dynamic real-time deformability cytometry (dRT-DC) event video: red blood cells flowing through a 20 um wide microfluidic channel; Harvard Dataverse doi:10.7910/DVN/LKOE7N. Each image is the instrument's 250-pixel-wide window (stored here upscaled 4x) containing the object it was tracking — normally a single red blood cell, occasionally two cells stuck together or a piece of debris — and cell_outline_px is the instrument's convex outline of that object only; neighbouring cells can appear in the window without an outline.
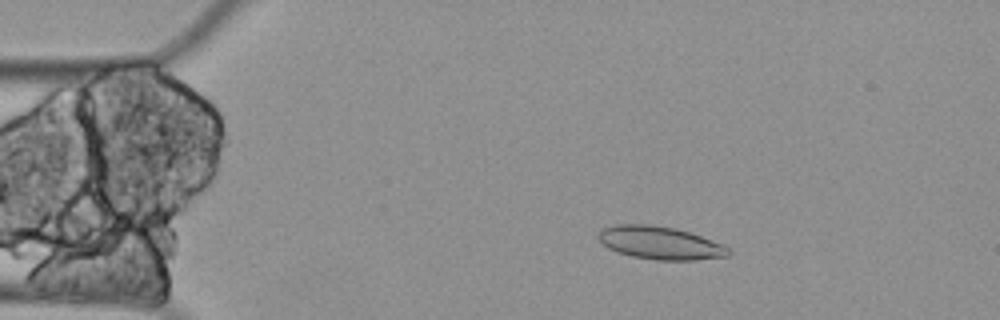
{"species": "Egyptian fruit bat (a non-hibernating species)", "species_latin": "Rousettus aegyptiacus", "temperature_condition": "cold", "stored_images_in_passage": 61, "camera_frame_rate_fps": 3000, "um_per_image_px": 0.085, "animal": {"sex": "female"}, "frame": {"image": 1, "passage_image": 11, "time_ms": 3.333, "image_size_px": [1000, 320], "cell_outline_px": [[732, 252], [728, 256], [696, 260], [656, 260], [632, 256], [616, 252], [608, 248], [596, 236], [600, 228], [616, 224], [648, 224], [676, 228], [724, 244]], "centroid_in_image_um": [56.09, 20.64], "position_along_channel_um": 28.9, "area_um2": 25.14}}
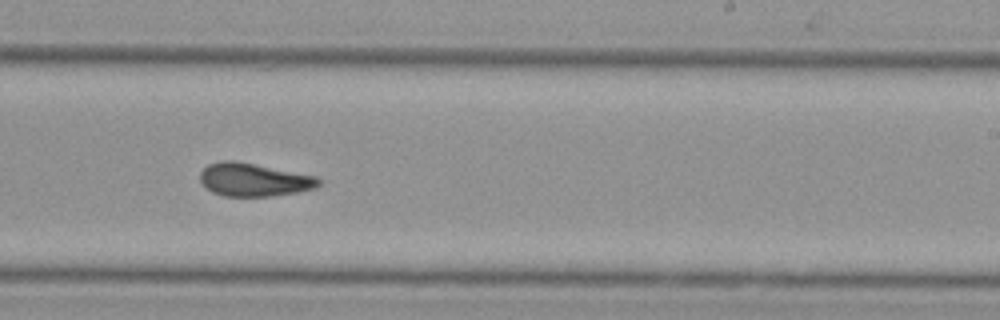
{"frame": {"image": 2, "passage_image": 37, "time_ms": 12.0, "image_size_px": [1000, 320], "cell_outline_px": [[324, 184], [316, 188], [296, 192], [272, 196], [224, 196], [212, 192], [200, 180], [200, 172], [208, 164], [220, 160], [232, 160], [316, 176]], "centroid_in_image_um": [21.59, 15.28], "position_along_channel_um": 267.4, "area_um2": 22.77}}
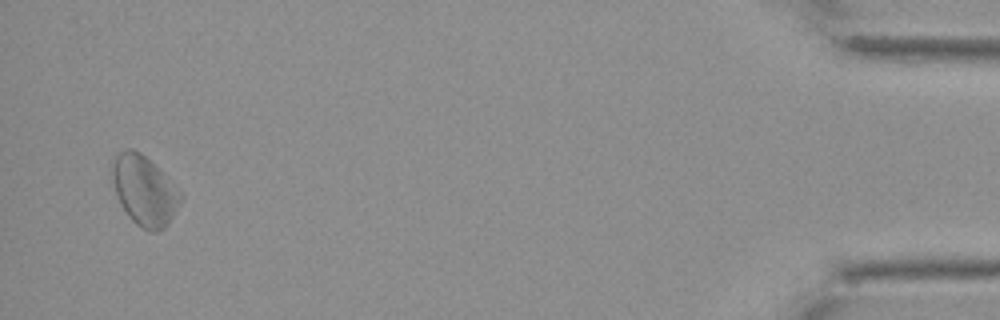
{"frame": {"image": 3, "passage_image": 59, "time_ms": 19.333, "image_size_px": [1000, 320], "cell_outline_px": [[184, 196], [180, 204], [168, 224], [164, 228], [156, 232], [148, 232], [140, 228], [128, 216], [120, 204], [108, 168], [116, 156], [124, 148], [132, 148], [140, 152], [180, 188]], "centroid_in_image_um": [12.27, 16.2], "position_along_channel_um": 422.9, "area_um2": 28.32}, "authors_computed_cell_mechanics": {"area_um2": 24.6228, "velocity_mm_per_s": 3.2347, "shape_relaxation_time_tau1_ms": null, "shape_relaxation_time_tau2_ms": 4.0905, "deformation_change_tau1": null, "deformation_change_tau2": 0.1017}}